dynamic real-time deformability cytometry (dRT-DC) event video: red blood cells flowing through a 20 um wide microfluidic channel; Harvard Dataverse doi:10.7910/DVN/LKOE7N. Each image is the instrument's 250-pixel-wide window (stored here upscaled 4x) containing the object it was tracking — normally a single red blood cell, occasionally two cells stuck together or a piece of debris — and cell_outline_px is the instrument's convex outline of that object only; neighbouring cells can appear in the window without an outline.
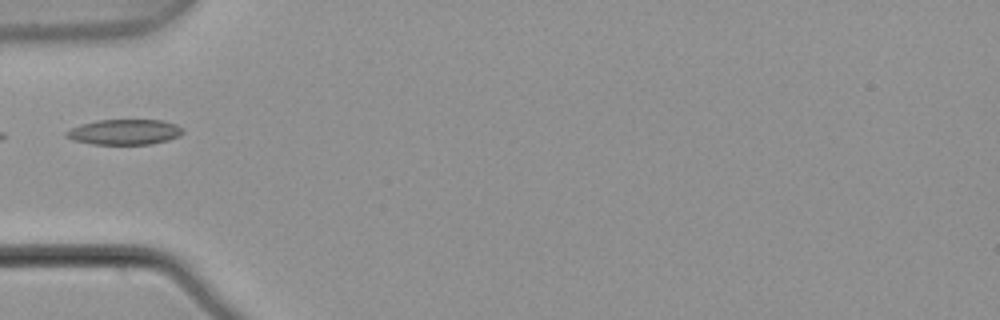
{"species": "common noctule bat (a hibernating species)", "species_latin": "Nyctalus noctula", "temperature_condition": "warm", "stored_images_in_passage": 5, "segment_of_instrument_passage": [2, 2], "camera_frame_rate_fps": 3000, "um_per_image_px": 0.085, "animal": {"sex": "male", "body_mass_g": 21.5, "forearm_length_mm": 52.0}, "frame": {"image": 1, "passage_image": 5, "time_ms": 1.333, "image_size_px": [1000, 320], "cell_outline_px": [[184, 132], [180, 136], [168, 140], [148, 144], [92, 144], [72, 140], [64, 136], [64, 132], [80, 124], [96, 120], [164, 120], [176, 124], [184, 128]], "centroid_in_image_um": [10.58, 11.21], "position_along_channel_um": 74.4, "area_um2": 17.4}}